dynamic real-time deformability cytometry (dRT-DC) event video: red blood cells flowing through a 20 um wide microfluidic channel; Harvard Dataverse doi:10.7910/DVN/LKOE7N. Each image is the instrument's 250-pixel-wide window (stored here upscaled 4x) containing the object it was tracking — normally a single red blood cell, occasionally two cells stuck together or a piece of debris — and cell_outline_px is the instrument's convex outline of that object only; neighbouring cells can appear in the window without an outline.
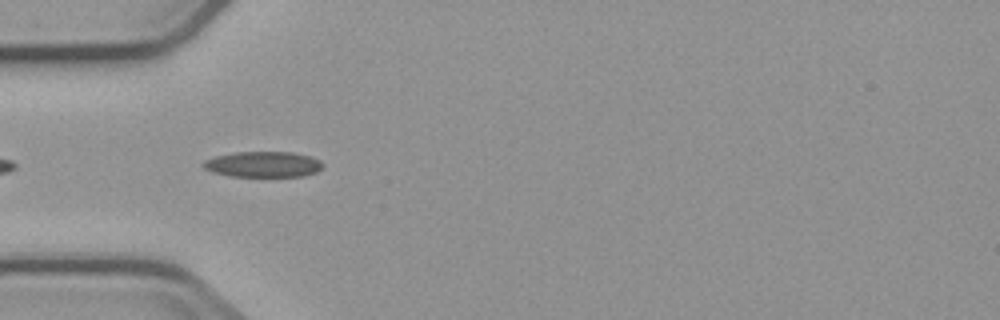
{"species": "common noctule bat (a hibernating species)", "species_latin": "Nyctalus noctula", "temperature_condition": "cold", "stored_images_in_passage": 6, "camera_frame_rate_fps": 3000, "um_per_image_px": 0.085, "animal": {"sex": "male", "body_mass_g": 23.1, "forearm_length_mm": 52.7}, "frame": {"image": 1, "passage_image": 4, "time_ms": 3.667, "image_size_px": [1000, 320], "cell_outline_px": [[324, 164], [316, 172], [304, 176], [232, 176], [212, 172], [204, 168], [200, 164], [204, 160], [216, 156], [236, 152], [292, 152], [308, 156], [320, 160]], "centroid_in_image_um": [22.34, 13.97], "position_along_channel_um": 62.7, "area_um2": 17.8}}
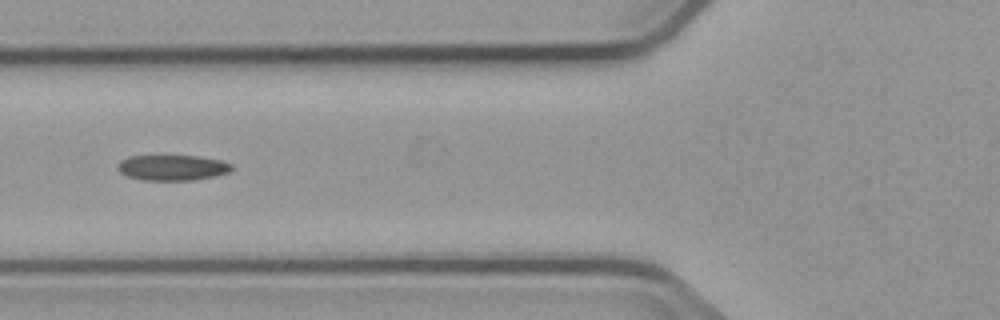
{"frame": {"image": 2, "passage_image": 5, "time_ms": 5.0, "image_size_px": [1000, 320], "cell_outline_px": [[232, 168], [228, 172], [212, 176], [192, 180], [144, 180], [128, 176], [120, 172], [116, 168], [116, 164], [120, 160], [128, 156], [200, 156], [220, 160], [232, 164]], "centroid_in_image_um": [14.6, 14.24], "position_along_channel_um": 111.2, "area_um2": 16.88}}
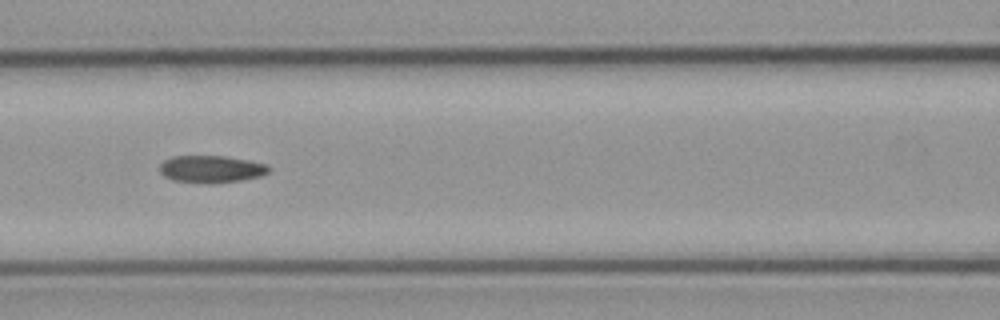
{"frame": {"image": 3, "passage_image": 6, "time_ms": 6.0, "image_size_px": [1000, 320], "cell_outline_px": [[272, 168], [268, 172], [260, 176], [240, 180], [212, 184], [208, 184], [172, 180], [164, 176], [160, 172], [160, 164], [164, 160], [172, 156], [224, 156], [248, 160], [268, 164]], "centroid_in_image_um": [17.95, 14.37], "position_along_channel_um": 148.6, "area_um2": 17.46}}